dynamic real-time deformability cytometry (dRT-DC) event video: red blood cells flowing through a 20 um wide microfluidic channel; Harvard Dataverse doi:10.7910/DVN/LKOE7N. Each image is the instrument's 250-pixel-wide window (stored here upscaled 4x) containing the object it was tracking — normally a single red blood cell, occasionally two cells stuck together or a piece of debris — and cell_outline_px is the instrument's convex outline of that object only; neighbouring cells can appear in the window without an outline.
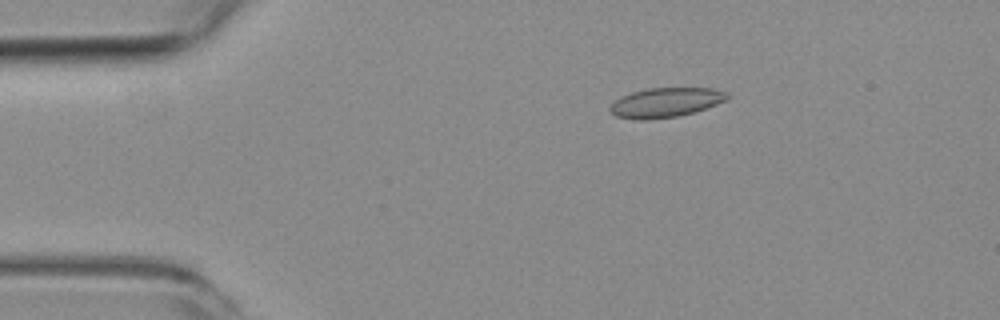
{"species": "common noctule bat (a hibernating species)", "species_latin": "Nyctalus noctula", "temperature_condition": "room temperature", "stored_images_in_passage": 2, "camera_frame_rate_fps": 3000, "um_per_image_px": 0.085, "animal": {"sex": "female", "body_mass_g": 19.3, "forearm_length_mm": 54.1}, "frame": {"image": 1, "passage_image": 1, "time_ms": 0.0, "image_size_px": [1000, 320], "cell_outline_px": [[728, 100], [692, 112], [676, 116], [648, 120], [636, 120], [616, 116], [608, 108], [620, 96], [632, 92], [648, 88], [712, 88], [728, 92]], "centroid_in_image_um": [56.56, 8.71], "position_along_channel_um": 28.4, "area_um2": 20.06}}